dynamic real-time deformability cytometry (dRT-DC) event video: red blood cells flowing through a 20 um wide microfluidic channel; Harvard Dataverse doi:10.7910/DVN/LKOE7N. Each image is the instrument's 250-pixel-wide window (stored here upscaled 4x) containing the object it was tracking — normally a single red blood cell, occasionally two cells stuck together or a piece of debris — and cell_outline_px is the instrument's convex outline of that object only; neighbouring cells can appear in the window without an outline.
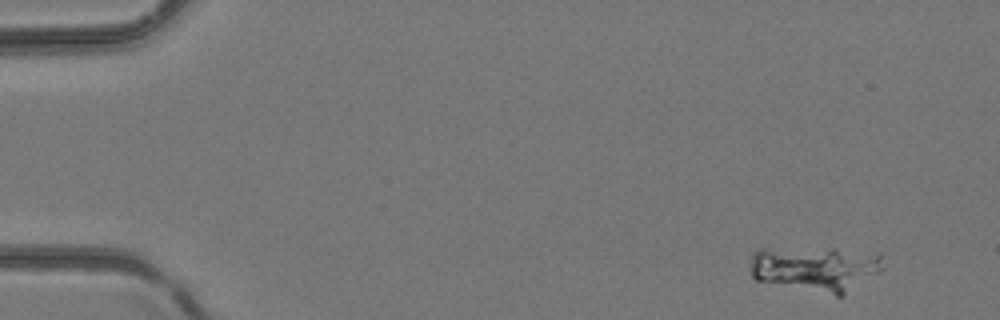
{"species": "common noctule bat (a hibernating species)", "species_latin": "Nyctalus noctula", "temperature_condition": "room temperature", "stored_images_in_passage": 2, "camera_frame_rate_fps": 3000, "um_per_image_px": 0.085, "animal": {"sex": "female", "body_mass_g": 24.6, "forearm_length_mm": 56.2}, "frame": {"image": 1, "passage_image": 1, "time_ms": 0.0, "image_size_px": [1000, 320], "cell_outline_px": [[884, 268], [880, 272], [840, 296], [836, 296], [756, 280], [752, 276], [752, 252], [760, 248], [836, 248], [880, 252]], "centroid_in_image_um": [69.37, 22.8], "position_along_channel_um": 15.6, "area_um2": 35.32}}